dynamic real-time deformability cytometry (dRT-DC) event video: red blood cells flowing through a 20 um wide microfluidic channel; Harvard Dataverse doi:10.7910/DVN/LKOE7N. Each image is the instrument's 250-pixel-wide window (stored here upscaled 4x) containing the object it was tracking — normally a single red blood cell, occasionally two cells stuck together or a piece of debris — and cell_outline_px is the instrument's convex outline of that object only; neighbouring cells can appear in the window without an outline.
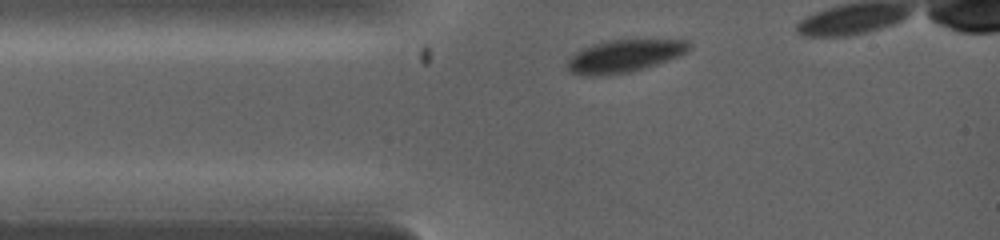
{"species": "common noctule bat (a hibernating species)", "species_latin": "Nyctalus noctula", "temperature_condition": "warm", "stored_images_in_passage": 3, "segment_of_instrument_passage": [1, 2], "camera_frame_rate_fps": 5000, "um_per_image_px": 0.085, "animal": {"sex": "female", "body_mass_g": 19.0, "forearm_length_mm": 53.3}, "frame": {"image": 1, "passage_image": 1, "time_ms": 0.0, "image_size_px": [1000, 240], "cell_outline_px": [[692, 48], [688, 52], [680, 56], [644, 68], [628, 72], [592, 76], [580, 76], [572, 72], [568, 68], [568, 60], [580, 48], [592, 44], [608, 40], [688, 40], [692, 44]], "centroid_in_image_um": [53.09, 4.75], "position_along_channel_um": 31.9, "area_um2": 23.06}}